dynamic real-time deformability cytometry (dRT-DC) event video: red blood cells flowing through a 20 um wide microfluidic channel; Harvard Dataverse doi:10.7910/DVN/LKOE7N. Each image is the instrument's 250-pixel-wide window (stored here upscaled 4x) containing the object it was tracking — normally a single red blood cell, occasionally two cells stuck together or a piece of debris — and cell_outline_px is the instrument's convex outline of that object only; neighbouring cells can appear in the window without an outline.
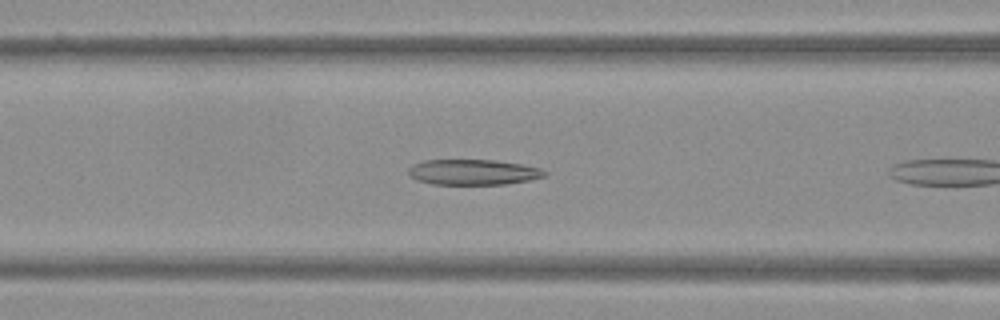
{"species": "Egyptian fruit bat (a non-hibernating species)", "species_latin": "Rousettus aegyptiacus", "temperature_condition": "warm", "stored_images_in_passage": 7, "camera_frame_rate_fps": 3000, "um_per_image_px": 0.085, "frame": {"image": 1, "passage_image": 6, "time_ms": 1.667, "image_size_px": [1000, 320], "cell_outline_px": [[548, 172], [544, 176], [532, 180], [504, 184], [432, 184], [416, 180], [408, 176], [408, 168], [412, 164], [424, 160], [496, 160], [520, 164], [540, 168]], "centroid_in_image_um": [40.18, 14.63], "position_along_channel_um": 126.4, "area_um2": 20.35}}